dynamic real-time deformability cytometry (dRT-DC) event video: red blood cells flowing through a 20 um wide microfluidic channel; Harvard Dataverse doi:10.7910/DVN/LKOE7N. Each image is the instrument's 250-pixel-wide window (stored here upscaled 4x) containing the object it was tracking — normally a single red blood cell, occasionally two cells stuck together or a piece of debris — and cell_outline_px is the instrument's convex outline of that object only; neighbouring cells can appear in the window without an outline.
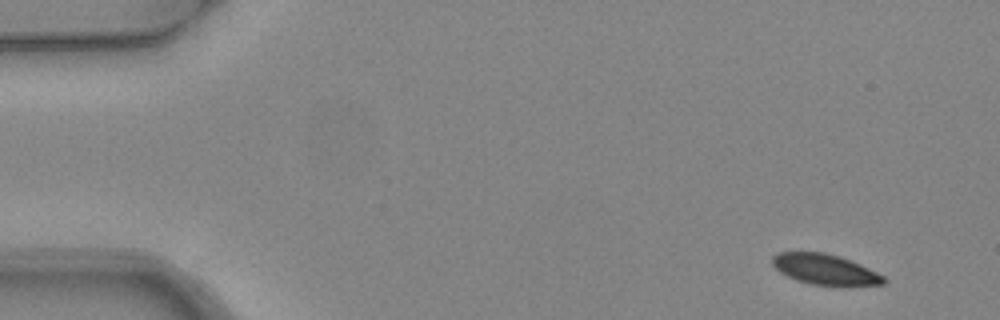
{"species": "common noctule bat (a hibernating species)", "species_latin": "Nyctalus noctula", "temperature_condition": "warm", "stored_images_in_passage": 5, "camera_frame_rate_fps": 3000, "um_per_image_px": 0.085, "animal": {"sex": "female", "body_mass_g": 24.6, "forearm_length_mm": 56.2}, "frame": {"image": 1, "passage_image": 1, "time_ms": 0.0, "image_size_px": [1000, 320], "cell_outline_px": [[884, 284], [848, 288], [840, 288], [812, 284], [796, 280], [780, 272], [772, 264], [772, 256], [780, 252], [824, 252], [860, 264], [884, 276]], "centroid_in_image_um": [70.16, 22.95], "position_along_channel_um": 14.8, "area_um2": 20.17}}
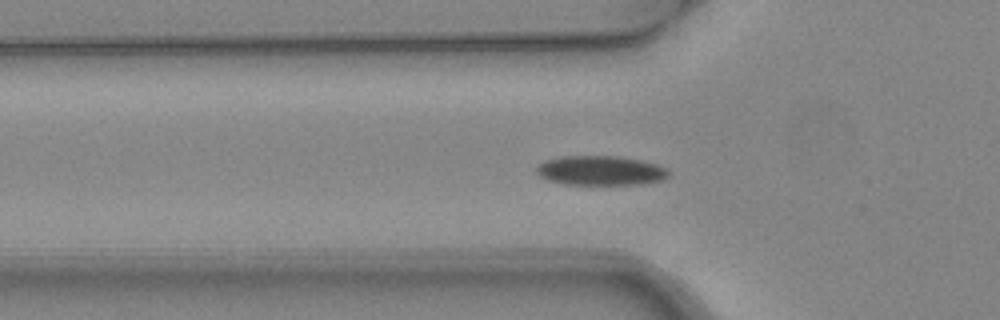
{"frame": {"image": 2, "passage_image": 5, "time_ms": 1.333, "image_size_px": [1000, 320], "cell_outline_px": [[668, 176], [664, 180], [644, 184], [564, 184], [548, 180], [540, 176], [536, 172], [536, 168], [540, 164], [548, 160], [560, 156], [616, 156], [640, 160], [656, 164], [664, 168], [668, 172]], "centroid_in_image_um": [51.05, 14.5], "position_along_channel_um": 74.8, "area_um2": 22.54}}